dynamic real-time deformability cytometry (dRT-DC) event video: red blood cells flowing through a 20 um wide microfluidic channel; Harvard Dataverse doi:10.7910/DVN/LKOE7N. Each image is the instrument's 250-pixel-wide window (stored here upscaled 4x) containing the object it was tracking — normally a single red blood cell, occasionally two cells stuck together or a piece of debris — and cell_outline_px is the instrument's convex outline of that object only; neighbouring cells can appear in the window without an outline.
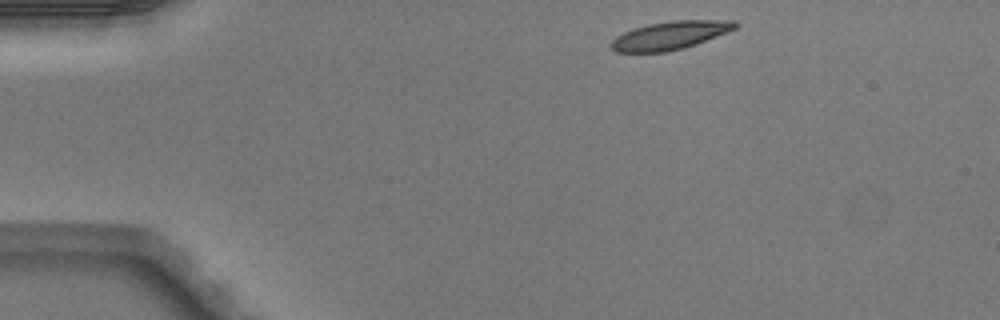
{"species": "Egyptian fruit bat (a non-hibernating species)", "species_latin": "Rousettus aegyptiacus", "temperature_condition": "warm", "stored_images_in_passage": 3, "camera_frame_rate_fps": 3000, "um_per_image_px": 0.085, "animal": {"sex": "male"}, "frame": {"image": 1, "passage_image": 1, "time_ms": 0.0, "image_size_px": [1000, 320], "cell_outline_px": [[740, 24], [736, 28], [728, 32], [696, 44], [684, 48], [664, 52], [616, 52], [608, 44], [616, 36], [624, 32], [648, 24], [672, 20], [736, 20]], "centroid_in_image_um": [56.98, 3.0], "position_along_channel_um": 28.0, "area_um2": 20.46}}